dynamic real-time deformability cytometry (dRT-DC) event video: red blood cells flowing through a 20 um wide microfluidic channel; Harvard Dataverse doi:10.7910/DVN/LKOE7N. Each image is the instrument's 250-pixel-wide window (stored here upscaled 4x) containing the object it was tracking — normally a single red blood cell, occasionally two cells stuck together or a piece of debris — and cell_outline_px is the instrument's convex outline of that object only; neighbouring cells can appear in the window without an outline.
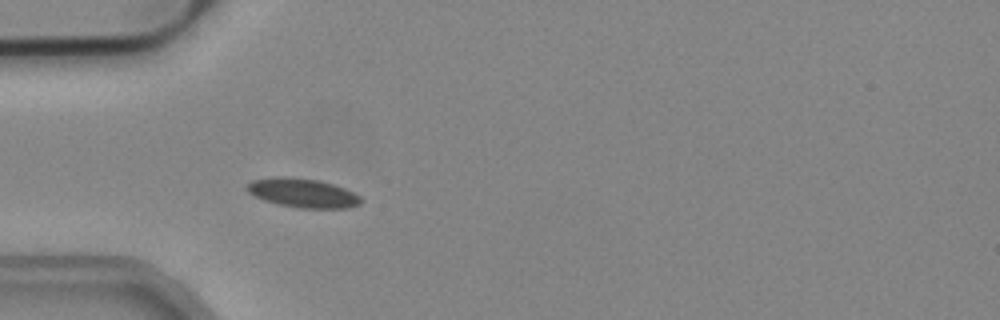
{"species": "common noctule bat (a hibernating species)", "species_latin": "Nyctalus noctula", "temperature_condition": "cold", "stored_images_in_passage": 40, "camera_frame_rate_fps": 3000, "um_per_image_px": 0.085, "animal": {"sex": "male", "body_mass_g": 19.2, "forearm_length_mm": 51.8}, "frame": {"image": 1, "passage_image": 1, "time_ms": 0.0, "image_size_px": [1000, 320], "cell_outline_px": [[364, 200], [360, 204], [348, 208], [300, 208], [280, 204], [264, 200], [248, 192], [244, 188], [252, 180], [276, 176], [288, 176], [320, 180], [344, 188], [360, 196]], "centroid_in_image_um": [25.74, 16.39], "position_along_channel_um": 59.3, "area_um2": 19.36}}
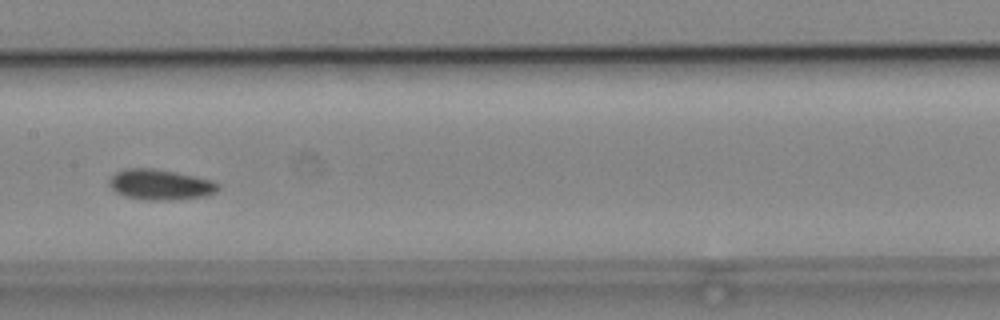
{"frame": {"image": 2, "passage_image": 12, "time_ms": 3.667, "image_size_px": [1000, 320], "cell_outline_px": [[220, 188], [216, 192], [208, 196], [172, 200], [148, 200], [124, 196], [116, 192], [108, 184], [108, 180], [116, 172], [124, 168], [152, 168], [176, 172], [212, 180], [220, 184]], "centroid_in_image_um": [13.64, 15.69], "position_along_channel_um": 193.8, "area_um2": 19.54}}
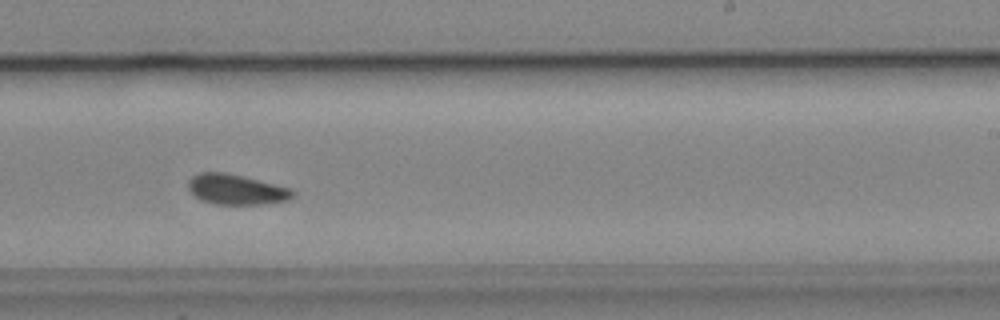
{"frame": {"image": 3, "passage_image": 18, "time_ms": 5.667, "image_size_px": [1000, 320], "cell_outline_px": [[296, 192], [288, 200], [264, 204], [212, 204], [200, 200], [188, 188], [188, 180], [196, 172], [224, 172], [244, 176], [292, 188]], "centroid_in_image_um": [20.08, 16.09], "position_along_channel_um": 268.9, "area_um2": 18.61}}